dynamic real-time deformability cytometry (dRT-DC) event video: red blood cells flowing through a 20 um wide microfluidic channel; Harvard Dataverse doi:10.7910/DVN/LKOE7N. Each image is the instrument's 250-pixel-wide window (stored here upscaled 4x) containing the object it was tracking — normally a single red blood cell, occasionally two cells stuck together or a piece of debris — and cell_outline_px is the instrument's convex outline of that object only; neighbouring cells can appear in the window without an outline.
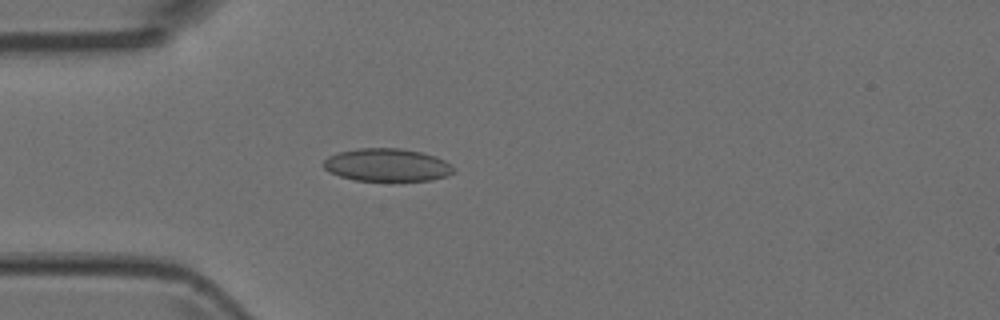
{"species": "Egyptian fruit bat (a non-hibernating species)", "species_latin": "Rousettus aegyptiacus", "temperature_condition": "room temperature", "stored_images_in_passage": 1, "camera_frame_rate_fps": 3000, "um_per_image_px": 0.085, "animal": {"sex": "female"}, "frame": {"image": 1, "passage_image": 1, "time_ms": 0.0, "image_size_px": [1000, 320], "cell_outline_px": [[456, 172], [432, 180], [356, 180], [340, 176], [328, 172], [324, 168], [324, 160], [328, 156], [340, 152], [356, 148], [400, 148], [420, 152], [436, 156], [444, 160], [456, 168]], "centroid_in_image_um": [32.91, 14.01], "position_along_channel_um": 52.1, "area_um2": 24.8}}